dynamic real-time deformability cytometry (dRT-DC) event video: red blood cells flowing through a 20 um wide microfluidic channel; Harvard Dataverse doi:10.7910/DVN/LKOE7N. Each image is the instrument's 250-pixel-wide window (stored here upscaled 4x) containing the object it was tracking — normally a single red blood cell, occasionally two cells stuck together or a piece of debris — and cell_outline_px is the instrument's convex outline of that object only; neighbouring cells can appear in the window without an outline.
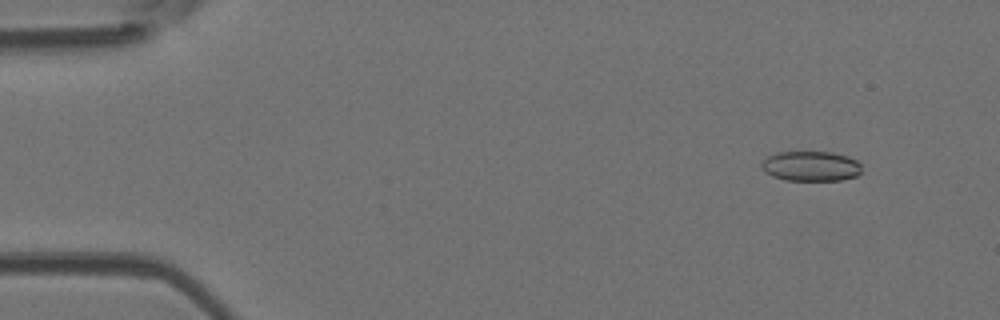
{"species": "Egyptian fruit bat (a non-hibernating species)", "species_latin": "Rousettus aegyptiacus", "temperature_condition": "room temperature", "stored_images_in_passage": 8, "camera_frame_rate_fps": 3000, "um_per_image_px": 0.085, "animal": {"sex": "female"}, "frame": {"image": 1, "passage_image": 2, "time_ms": 0.333, "image_size_px": [1000, 320], "cell_outline_px": [[860, 172], [856, 176], [840, 180], [784, 180], [772, 176], [764, 172], [760, 164], [768, 156], [776, 152], [832, 152], [848, 156], [856, 160], [860, 164]], "centroid_in_image_um": [68.9, 14.12], "position_along_channel_um": 16.1, "area_um2": 17.51}}
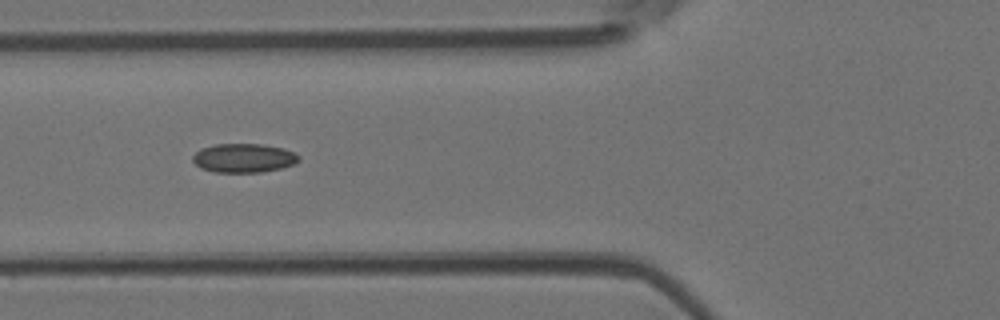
{"frame": {"image": 2, "passage_image": 6, "time_ms": 1.667, "image_size_px": [1000, 320], "cell_outline_px": [[300, 160], [292, 164], [280, 168], [260, 172], [216, 172], [200, 168], [192, 160], [192, 156], [200, 148], [216, 144], [260, 144], [284, 148], [300, 156]], "centroid_in_image_um": [20.69, 13.42], "position_along_channel_um": 105.1, "area_um2": 17.8}}
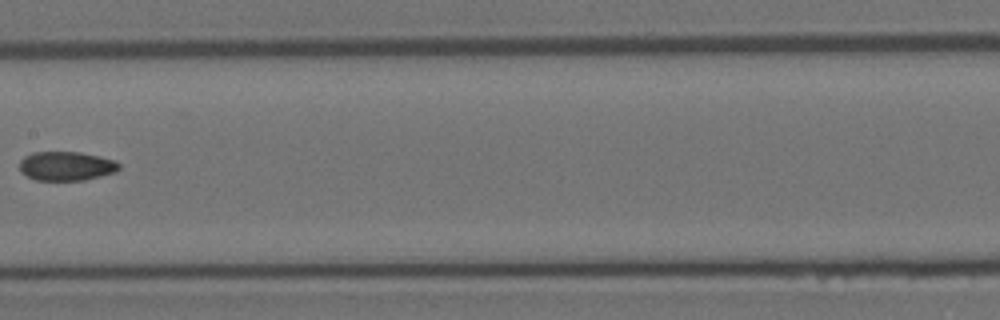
{"frame": {"image": 3, "passage_image": 8, "time_ms": 2.333, "image_size_px": [1000, 320], "cell_outline_px": [[120, 168], [116, 172], [84, 180], [36, 180], [20, 172], [20, 160], [24, 156], [32, 152], [80, 152], [100, 156], [116, 160], [120, 164]], "centroid_in_image_um": [5.65, 14.1], "position_along_channel_um": 201.8, "area_um2": 16.99}}